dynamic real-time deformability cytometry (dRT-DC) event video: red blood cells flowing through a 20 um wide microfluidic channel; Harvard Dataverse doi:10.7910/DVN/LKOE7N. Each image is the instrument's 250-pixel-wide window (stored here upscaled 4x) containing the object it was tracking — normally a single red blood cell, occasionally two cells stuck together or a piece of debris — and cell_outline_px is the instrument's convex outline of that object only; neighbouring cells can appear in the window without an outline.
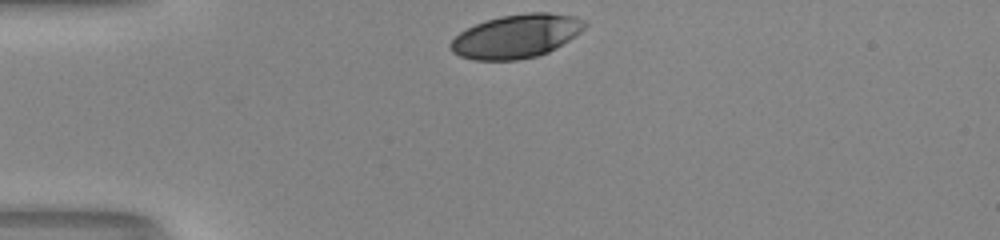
{"species": "human", "species_latin": "Homo sapiens", "temperature_condition": "room temperature", "stored_images_in_passage": 29, "camera_frame_rate_fps": 3000, "um_per_image_px": 0.085, "donor": {"sex": "male"}, "frame": {"image": 1, "passage_image": 1, "time_ms": 0.0, "image_size_px": [1000, 240], "cell_outline_px": [[588, 24], [580, 32], [556, 48], [548, 52], [536, 56], [516, 60], [472, 60], [460, 56], [452, 52], [448, 48], [448, 44], [460, 32], [484, 20], [500, 16], [528, 12], [548, 12], [576, 16], [588, 20]], "centroid_in_image_um": [43.89, 3.06], "position_along_channel_um": 41.1, "area_um2": 34.33}}
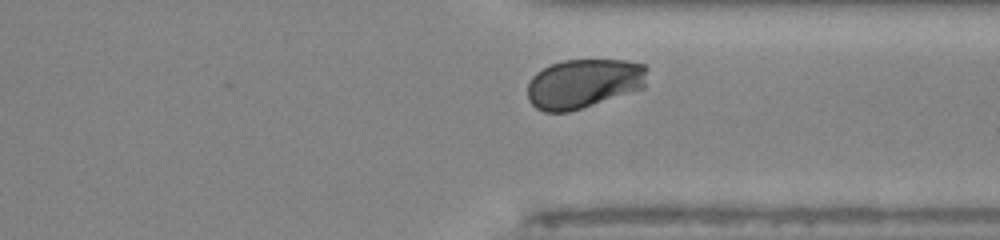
{"frame": {"image": 2, "passage_image": 27, "time_ms": 8.667, "image_size_px": [1000, 240], "cell_outline_px": [[648, 68], [644, 88], [568, 112], [544, 112], [536, 108], [528, 100], [528, 84], [532, 76], [536, 72], [552, 64], [564, 60], [628, 60], [644, 64]], "centroid_in_image_um": [49.62, 7.09], "position_along_channel_um": 361.8, "area_um2": 34.45}, "authors_computed_cell_mechanics": {"area_um2": 34.4488, "velocity_mm_per_s": 4.1075, "shape_relaxation_time_tau1_ms": 3.6823, "shape_relaxation_time_tau2_ms": null, "deformation_change_tau1": 0.1627, "deformation_change_tau2": null}}